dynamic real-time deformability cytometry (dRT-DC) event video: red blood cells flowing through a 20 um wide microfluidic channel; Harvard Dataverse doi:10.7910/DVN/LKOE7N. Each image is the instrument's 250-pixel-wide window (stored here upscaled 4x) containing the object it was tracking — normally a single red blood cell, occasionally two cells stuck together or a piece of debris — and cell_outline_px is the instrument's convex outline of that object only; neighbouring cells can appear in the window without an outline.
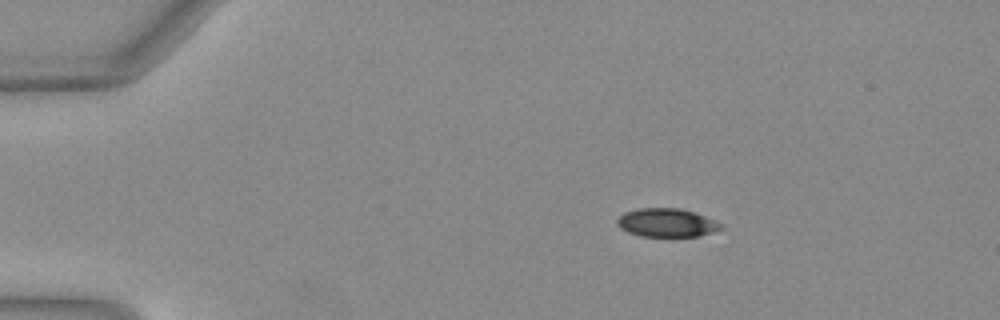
{"species": "Egyptian fruit bat (a non-hibernating species)", "species_latin": "Rousettus aegyptiacus", "temperature_condition": "warm", "stored_images_in_passage": 24, "camera_frame_rate_fps": 3000, "um_per_image_px": 0.085, "animal": {"sex": "female"}, "frame": {"image": 1, "passage_image": 1, "time_ms": 0.0, "image_size_px": [1000, 320], "cell_outline_px": [[724, 228], [712, 232], [696, 236], [640, 236], [628, 232], [620, 228], [616, 224], [616, 220], [624, 212], [636, 208], [680, 208], [704, 216], [724, 224]], "centroid_in_image_um": [56.65, 18.92], "position_along_channel_um": 28.4, "area_um2": 17.22}}
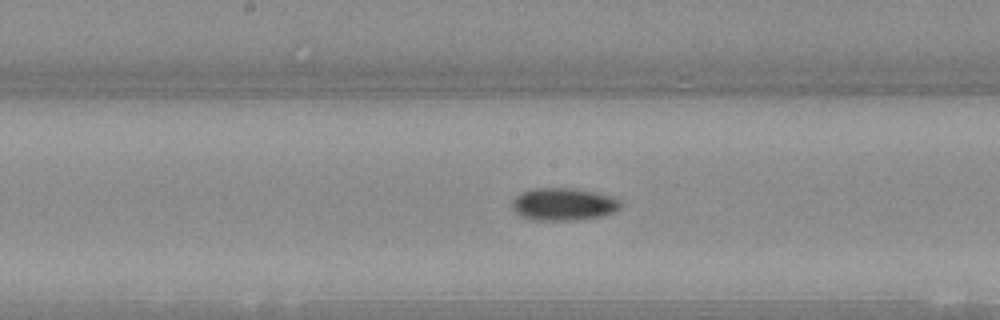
{"frame": {"image": 2, "passage_image": 19, "time_ms": 6.0, "image_size_px": [1000, 320], "cell_outline_px": [[620, 208], [604, 216], [576, 220], [532, 220], [520, 216], [512, 208], [512, 200], [520, 192], [532, 188], [576, 188], [608, 196], [620, 200]], "centroid_in_image_um": [47.84, 17.36], "position_along_channel_um": 200.4, "area_um2": 20.58}}
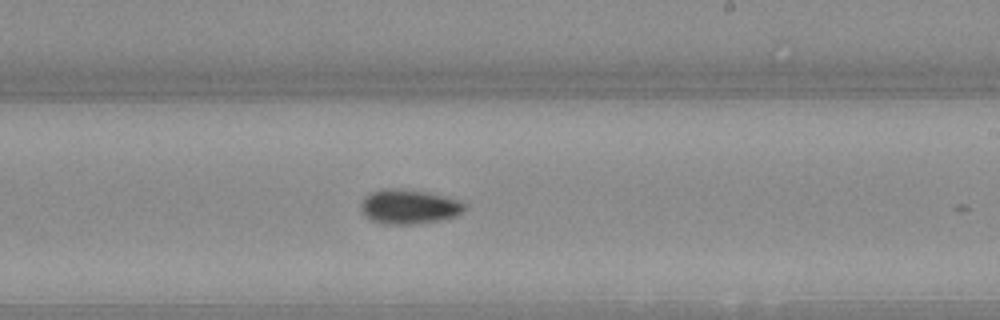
{"frame": {"image": 3, "passage_image": 23, "time_ms": 7.333, "image_size_px": [1000, 320], "cell_outline_px": [[464, 212], [440, 220], [408, 224], [380, 224], [364, 216], [360, 212], [360, 204], [364, 196], [372, 192], [388, 188], [392, 188], [424, 192], [444, 196], [460, 200], [464, 204]], "centroid_in_image_um": [34.69, 17.57], "position_along_channel_um": 254.3, "area_um2": 20.63}}